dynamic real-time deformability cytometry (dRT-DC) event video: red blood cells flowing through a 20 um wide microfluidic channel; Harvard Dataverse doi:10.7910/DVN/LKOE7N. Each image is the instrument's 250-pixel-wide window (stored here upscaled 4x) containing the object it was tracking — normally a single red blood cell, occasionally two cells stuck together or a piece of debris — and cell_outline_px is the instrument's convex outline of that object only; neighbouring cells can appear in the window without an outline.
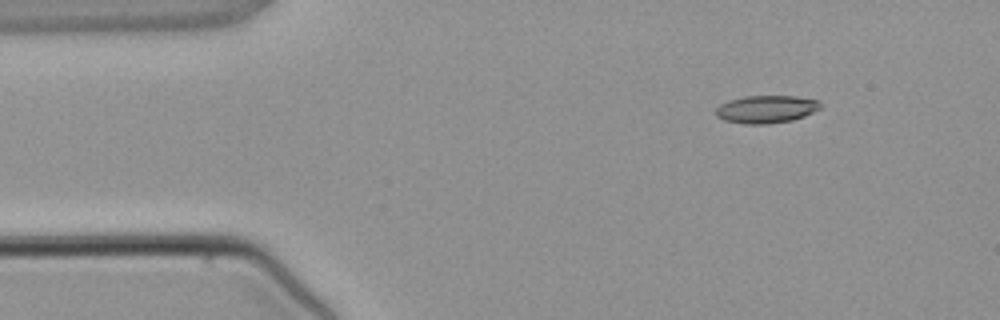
{"species": "common noctule bat (a hibernating species)", "species_latin": "Nyctalus noctula", "temperature_condition": "warm", "stored_images_in_passage": 4, "camera_frame_rate_fps": 3000, "um_per_image_px": 0.085, "animal": {"sex": "male", "body_mass_g": 21.5, "forearm_length_mm": 52.0}, "frame": {"image": 1, "passage_image": 2, "time_ms": 1.333, "image_size_px": [1000, 320], "cell_outline_px": [[820, 108], [804, 116], [792, 120], [768, 124], [744, 124], [724, 120], [716, 116], [716, 108], [720, 104], [728, 100], [744, 96], [796, 96], [820, 100]], "centroid_in_image_um": [65.11, 9.28], "position_along_channel_um": 19.9, "area_um2": 16.94}}
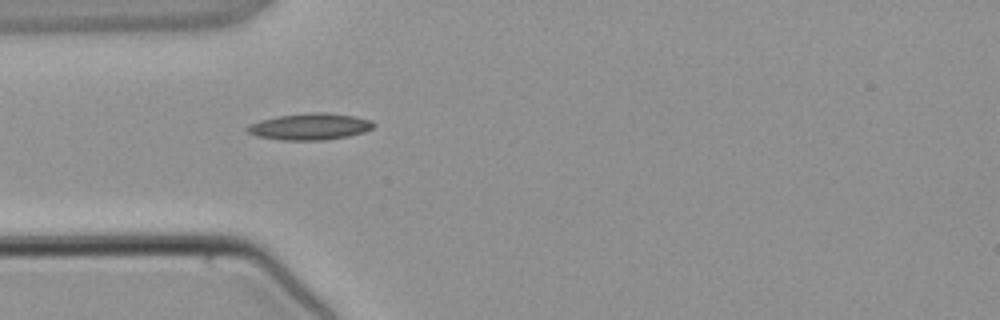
{"frame": {"image": 2, "passage_image": 4, "time_ms": 3.667, "image_size_px": [1000, 320], "cell_outline_px": [[376, 124], [372, 128], [364, 132], [348, 136], [324, 140], [280, 140], [256, 136], [248, 132], [244, 128], [248, 124], [260, 120], [280, 116], [308, 112], [328, 112], [352, 116], [372, 120]], "centroid_in_image_um": [26.33, 10.76], "position_along_channel_um": 58.7, "area_um2": 19.65}}